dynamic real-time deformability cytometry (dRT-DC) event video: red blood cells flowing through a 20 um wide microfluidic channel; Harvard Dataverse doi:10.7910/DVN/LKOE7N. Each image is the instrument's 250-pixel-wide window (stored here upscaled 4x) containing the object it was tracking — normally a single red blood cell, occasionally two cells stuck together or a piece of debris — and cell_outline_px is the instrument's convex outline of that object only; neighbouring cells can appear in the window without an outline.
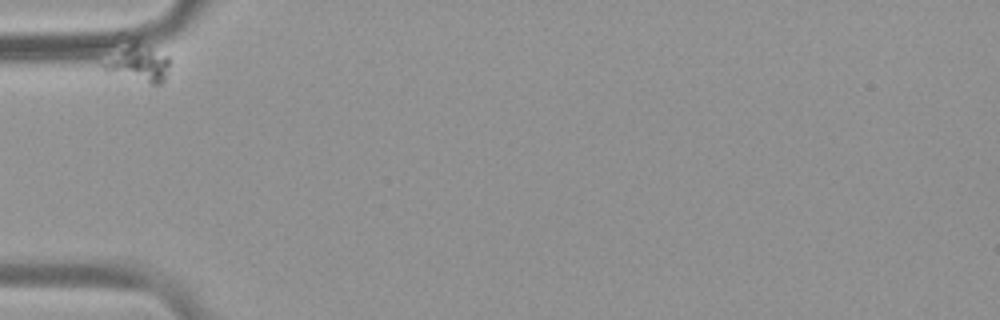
{"species": "common noctule bat (a hibernating species)", "species_latin": "Nyctalus noctula", "temperature_condition": "warm", "stored_images_in_passage": 6, "camera_frame_rate_fps": 3000, "um_per_image_px": 0.085, "animal": {"sex": "female", "body_mass_g": 19.9}, "frame": {"image": 1, "passage_image": 1, "time_ms": 0.0, "image_size_px": [1000, 320], "cell_outline_px": [[168, 64], [164, 80], [160, 84], [152, 84], [108, 72], [100, 64], [132, 36], [136, 36], [168, 56]], "centroid_in_image_um": [11.73, 5.26], "position_along_channel_um": 73.3, "area_um2": 14.8}}
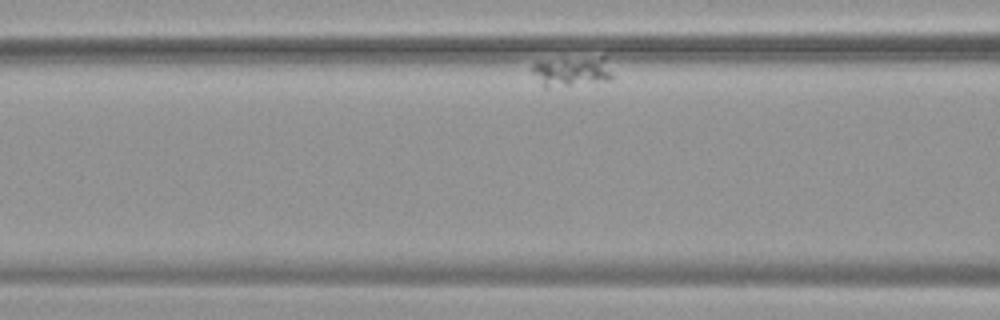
{"frame": {"image": 2, "passage_image": 3, "time_ms": 0.667, "image_size_px": [1000, 320], "cell_outline_px": [[612, 80], [548, 88], [544, 88], [532, 72], [532, 64], [600, 56], [604, 56], [612, 72]], "centroid_in_image_um": [48.67, 6.11], "position_along_channel_um": 117.9, "area_um2": 13.53}}